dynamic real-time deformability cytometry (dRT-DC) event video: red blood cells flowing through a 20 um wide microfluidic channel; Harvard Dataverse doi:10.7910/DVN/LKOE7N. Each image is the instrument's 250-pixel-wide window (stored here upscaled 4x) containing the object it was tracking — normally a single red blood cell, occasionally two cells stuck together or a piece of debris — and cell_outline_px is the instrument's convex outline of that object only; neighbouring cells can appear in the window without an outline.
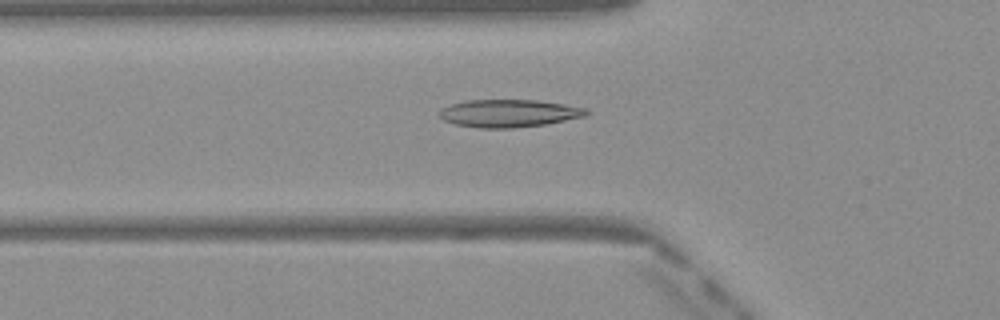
{"species": "Egyptian fruit bat (a non-hibernating species)", "species_latin": "Rousettus aegyptiacus", "temperature_condition": "warm", "stored_images_in_passage": 36, "camera_frame_rate_fps": 3000, "um_per_image_px": 0.085, "frame": {"image": 1, "passage_image": 4, "time_ms": 1.0, "image_size_px": [1000, 320], "cell_outline_px": [[588, 112], [584, 116], [544, 124], [512, 128], [480, 128], [456, 124], [444, 120], [436, 112], [440, 108], [452, 104], [468, 100], [536, 100], [564, 104], [588, 108]], "centroid_in_image_um": [43.21, 9.62], "position_along_channel_um": 82.6, "area_um2": 23.52}}
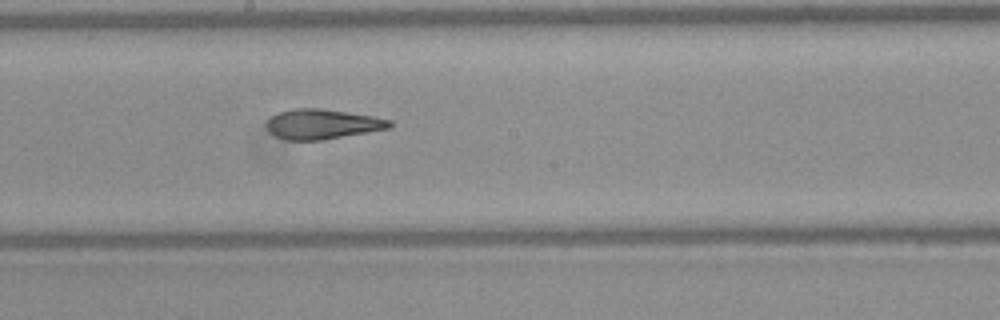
{"frame": {"image": 2, "passage_image": 14, "time_ms": 4.333, "image_size_px": [1000, 320], "cell_outline_px": [[392, 128], [324, 140], [284, 140], [276, 136], [268, 128], [268, 120], [272, 116], [280, 112], [292, 108], [320, 108], [372, 116], [392, 120]], "centroid_in_image_um": [27.45, 10.55], "position_along_channel_um": 220.8, "area_um2": 21.39}}
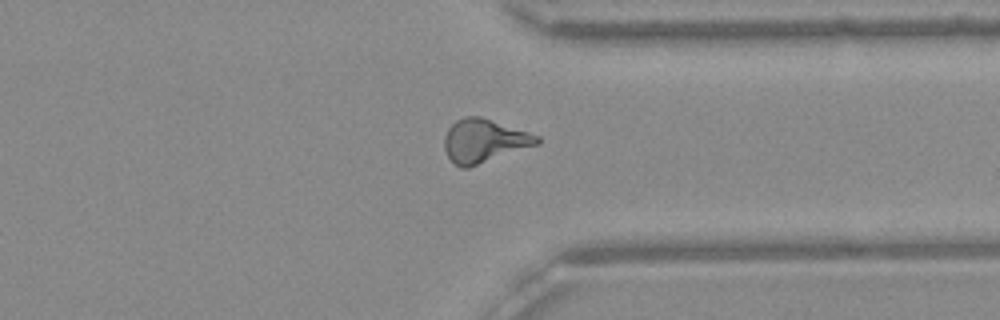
{"frame": {"image": 3, "passage_image": 25, "time_ms": 8.0, "image_size_px": [1000, 320], "cell_outline_px": [[540, 144], [468, 168], [460, 168], [452, 164], [444, 148], [444, 136], [448, 128], [456, 120], [464, 116], [480, 116], [540, 136]], "centroid_in_image_um": [41.13, 11.99], "position_along_channel_um": 370.3, "area_um2": 23.64}}